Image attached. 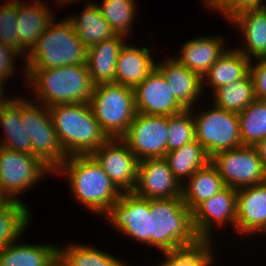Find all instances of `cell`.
Masks as SVG:
<instances>
[{"label":"cell","mask_w":266,"mask_h":266,"mask_svg":"<svg viewBox=\"0 0 266 266\" xmlns=\"http://www.w3.org/2000/svg\"><path fill=\"white\" fill-rule=\"evenodd\" d=\"M227 21L243 37L245 44L242 47L237 45V50L251 61L266 59V11L262 7L241 9Z\"/></svg>","instance_id":"18"},{"label":"cell","mask_w":266,"mask_h":266,"mask_svg":"<svg viewBox=\"0 0 266 266\" xmlns=\"http://www.w3.org/2000/svg\"><path fill=\"white\" fill-rule=\"evenodd\" d=\"M136 2V0H103L101 4L96 3V5L116 35L130 38L134 19L137 18Z\"/></svg>","instance_id":"34"},{"label":"cell","mask_w":266,"mask_h":266,"mask_svg":"<svg viewBox=\"0 0 266 266\" xmlns=\"http://www.w3.org/2000/svg\"><path fill=\"white\" fill-rule=\"evenodd\" d=\"M240 235H266V182L237 190L236 226Z\"/></svg>","instance_id":"17"},{"label":"cell","mask_w":266,"mask_h":266,"mask_svg":"<svg viewBox=\"0 0 266 266\" xmlns=\"http://www.w3.org/2000/svg\"><path fill=\"white\" fill-rule=\"evenodd\" d=\"M211 108L190 109L195 124L196 141L210 157L242 146L238 113L226 111L211 103ZM206 110V111H205ZM197 111V113H196Z\"/></svg>","instance_id":"8"},{"label":"cell","mask_w":266,"mask_h":266,"mask_svg":"<svg viewBox=\"0 0 266 266\" xmlns=\"http://www.w3.org/2000/svg\"><path fill=\"white\" fill-rule=\"evenodd\" d=\"M78 1H83V0H56L57 4H59V7L62 6V5L68 6L69 4L71 5V4H74V3L78 2Z\"/></svg>","instance_id":"44"},{"label":"cell","mask_w":266,"mask_h":266,"mask_svg":"<svg viewBox=\"0 0 266 266\" xmlns=\"http://www.w3.org/2000/svg\"><path fill=\"white\" fill-rule=\"evenodd\" d=\"M250 62L251 60L235 47L228 48L202 77L203 94L205 89L210 88L212 95L219 87L242 79L250 71Z\"/></svg>","instance_id":"24"},{"label":"cell","mask_w":266,"mask_h":266,"mask_svg":"<svg viewBox=\"0 0 266 266\" xmlns=\"http://www.w3.org/2000/svg\"><path fill=\"white\" fill-rule=\"evenodd\" d=\"M250 73L254 81L256 99L266 101V59L252 60Z\"/></svg>","instance_id":"39"},{"label":"cell","mask_w":266,"mask_h":266,"mask_svg":"<svg viewBox=\"0 0 266 266\" xmlns=\"http://www.w3.org/2000/svg\"><path fill=\"white\" fill-rule=\"evenodd\" d=\"M87 49L66 17L54 19L22 60L25 83V69L86 64Z\"/></svg>","instance_id":"4"},{"label":"cell","mask_w":266,"mask_h":266,"mask_svg":"<svg viewBox=\"0 0 266 266\" xmlns=\"http://www.w3.org/2000/svg\"><path fill=\"white\" fill-rule=\"evenodd\" d=\"M263 1V2H262ZM265 0H209L204 7L222 14L228 19L237 11L244 8L262 7Z\"/></svg>","instance_id":"38"},{"label":"cell","mask_w":266,"mask_h":266,"mask_svg":"<svg viewBox=\"0 0 266 266\" xmlns=\"http://www.w3.org/2000/svg\"><path fill=\"white\" fill-rule=\"evenodd\" d=\"M211 162L218 169L223 183L238 190L266 182V171L254 146L242 145L216 153Z\"/></svg>","instance_id":"10"},{"label":"cell","mask_w":266,"mask_h":266,"mask_svg":"<svg viewBox=\"0 0 266 266\" xmlns=\"http://www.w3.org/2000/svg\"><path fill=\"white\" fill-rule=\"evenodd\" d=\"M5 82H8L6 79L1 78L0 77V106H3L5 104H8L9 102H11L14 97L12 98V96L7 97L5 94V88L4 86H6Z\"/></svg>","instance_id":"42"},{"label":"cell","mask_w":266,"mask_h":266,"mask_svg":"<svg viewBox=\"0 0 266 266\" xmlns=\"http://www.w3.org/2000/svg\"><path fill=\"white\" fill-rule=\"evenodd\" d=\"M13 200L0 187V210L5 209Z\"/></svg>","instance_id":"43"},{"label":"cell","mask_w":266,"mask_h":266,"mask_svg":"<svg viewBox=\"0 0 266 266\" xmlns=\"http://www.w3.org/2000/svg\"><path fill=\"white\" fill-rule=\"evenodd\" d=\"M54 174L65 175L74 200L97 216H104L122 194L91 154L67 156Z\"/></svg>","instance_id":"1"},{"label":"cell","mask_w":266,"mask_h":266,"mask_svg":"<svg viewBox=\"0 0 266 266\" xmlns=\"http://www.w3.org/2000/svg\"><path fill=\"white\" fill-rule=\"evenodd\" d=\"M25 76L29 92L35 93L32 99L46 107L89 103L95 86L87 64L25 69Z\"/></svg>","instance_id":"2"},{"label":"cell","mask_w":266,"mask_h":266,"mask_svg":"<svg viewBox=\"0 0 266 266\" xmlns=\"http://www.w3.org/2000/svg\"><path fill=\"white\" fill-rule=\"evenodd\" d=\"M89 104L109 139L121 138L136 115L134 89L121 84L95 85Z\"/></svg>","instance_id":"6"},{"label":"cell","mask_w":266,"mask_h":266,"mask_svg":"<svg viewBox=\"0 0 266 266\" xmlns=\"http://www.w3.org/2000/svg\"><path fill=\"white\" fill-rule=\"evenodd\" d=\"M136 113L172 116L186 109L176 100L169 83L155 68L134 88Z\"/></svg>","instance_id":"16"},{"label":"cell","mask_w":266,"mask_h":266,"mask_svg":"<svg viewBox=\"0 0 266 266\" xmlns=\"http://www.w3.org/2000/svg\"><path fill=\"white\" fill-rule=\"evenodd\" d=\"M20 95V119L32 142V154L53 172L67 159L48 107Z\"/></svg>","instance_id":"7"},{"label":"cell","mask_w":266,"mask_h":266,"mask_svg":"<svg viewBox=\"0 0 266 266\" xmlns=\"http://www.w3.org/2000/svg\"><path fill=\"white\" fill-rule=\"evenodd\" d=\"M225 187L218 169L210 161L182 184V200L193 211L204 200Z\"/></svg>","instance_id":"27"},{"label":"cell","mask_w":266,"mask_h":266,"mask_svg":"<svg viewBox=\"0 0 266 266\" xmlns=\"http://www.w3.org/2000/svg\"><path fill=\"white\" fill-rule=\"evenodd\" d=\"M254 148L256 149L258 157L261 159L263 167L266 171V139L261 140L254 146Z\"/></svg>","instance_id":"41"},{"label":"cell","mask_w":266,"mask_h":266,"mask_svg":"<svg viewBox=\"0 0 266 266\" xmlns=\"http://www.w3.org/2000/svg\"><path fill=\"white\" fill-rule=\"evenodd\" d=\"M122 193L133 192L139 160L121 139H108L91 154Z\"/></svg>","instance_id":"14"},{"label":"cell","mask_w":266,"mask_h":266,"mask_svg":"<svg viewBox=\"0 0 266 266\" xmlns=\"http://www.w3.org/2000/svg\"><path fill=\"white\" fill-rule=\"evenodd\" d=\"M168 116L136 113L121 139L139 161L164 158L167 153Z\"/></svg>","instance_id":"11"},{"label":"cell","mask_w":266,"mask_h":266,"mask_svg":"<svg viewBox=\"0 0 266 266\" xmlns=\"http://www.w3.org/2000/svg\"><path fill=\"white\" fill-rule=\"evenodd\" d=\"M156 68L169 83L176 100L186 110L195 109L196 105L201 109L198 101L203 96L202 78L197 73L190 71L173 56L160 63L156 61Z\"/></svg>","instance_id":"19"},{"label":"cell","mask_w":266,"mask_h":266,"mask_svg":"<svg viewBox=\"0 0 266 266\" xmlns=\"http://www.w3.org/2000/svg\"><path fill=\"white\" fill-rule=\"evenodd\" d=\"M212 104L226 111L240 113L255 99L254 81L250 71L229 85L219 87L212 96Z\"/></svg>","instance_id":"30"},{"label":"cell","mask_w":266,"mask_h":266,"mask_svg":"<svg viewBox=\"0 0 266 266\" xmlns=\"http://www.w3.org/2000/svg\"><path fill=\"white\" fill-rule=\"evenodd\" d=\"M59 257L68 266H129L124 259L83 243L59 246ZM121 259V260H120Z\"/></svg>","instance_id":"31"},{"label":"cell","mask_w":266,"mask_h":266,"mask_svg":"<svg viewBox=\"0 0 266 266\" xmlns=\"http://www.w3.org/2000/svg\"><path fill=\"white\" fill-rule=\"evenodd\" d=\"M238 119L242 145L255 146L266 139V101L255 99Z\"/></svg>","instance_id":"35"},{"label":"cell","mask_w":266,"mask_h":266,"mask_svg":"<svg viewBox=\"0 0 266 266\" xmlns=\"http://www.w3.org/2000/svg\"><path fill=\"white\" fill-rule=\"evenodd\" d=\"M0 130L4 132L0 138V146L6 149L32 154V142L20 119V95L0 106ZM3 139V140H2Z\"/></svg>","instance_id":"28"},{"label":"cell","mask_w":266,"mask_h":266,"mask_svg":"<svg viewBox=\"0 0 266 266\" xmlns=\"http://www.w3.org/2000/svg\"><path fill=\"white\" fill-rule=\"evenodd\" d=\"M48 109L67 156L92 154L109 139L89 103L58 104Z\"/></svg>","instance_id":"3"},{"label":"cell","mask_w":266,"mask_h":266,"mask_svg":"<svg viewBox=\"0 0 266 266\" xmlns=\"http://www.w3.org/2000/svg\"><path fill=\"white\" fill-rule=\"evenodd\" d=\"M85 6L80 14L78 12V15L75 13L66 17L84 45L89 48L92 45L113 38L116 34L101 15L96 3L93 0H89Z\"/></svg>","instance_id":"26"},{"label":"cell","mask_w":266,"mask_h":266,"mask_svg":"<svg viewBox=\"0 0 266 266\" xmlns=\"http://www.w3.org/2000/svg\"><path fill=\"white\" fill-rule=\"evenodd\" d=\"M51 266H68L59 256L53 261Z\"/></svg>","instance_id":"45"},{"label":"cell","mask_w":266,"mask_h":266,"mask_svg":"<svg viewBox=\"0 0 266 266\" xmlns=\"http://www.w3.org/2000/svg\"><path fill=\"white\" fill-rule=\"evenodd\" d=\"M48 6L49 4L47 5L42 0H29L28 2L17 0L16 29L20 46L27 53L56 17L51 13V7L49 9Z\"/></svg>","instance_id":"21"},{"label":"cell","mask_w":266,"mask_h":266,"mask_svg":"<svg viewBox=\"0 0 266 266\" xmlns=\"http://www.w3.org/2000/svg\"><path fill=\"white\" fill-rule=\"evenodd\" d=\"M164 159L181 184L211 161V157L196 140L167 152Z\"/></svg>","instance_id":"29"},{"label":"cell","mask_w":266,"mask_h":266,"mask_svg":"<svg viewBox=\"0 0 266 266\" xmlns=\"http://www.w3.org/2000/svg\"><path fill=\"white\" fill-rule=\"evenodd\" d=\"M221 36H197L188 40L180 47L179 55L174 56L190 71L197 73L201 78L210 69L217 59L228 49V43Z\"/></svg>","instance_id":"20"},{"label":"cell","mask_w":266,"mask_h":266,"mask_svg":"<svg viewBox=\"0 0 266 266\" xmlns=\"http://www.w3.org/2000/svg\"><path fill=\"white\" fill-rule=\"evenodd\" d=\"M209 0H203V3L206 4Z\"/></svg>","instance_id":"47"},{"label":"cell","mask_w":266,"mask_h":266,"mask_svg":"<svg viewBox=\"0 0 266 266\" xmlns=\"http://www.w3.org/2000/svg\"><path fill=\"white\" fill-rule=\"evenodd\" d=\"M168 130L167 152L196 140L192 111L168 116Z\"/></svg>","instance_id":"36"},{"label":"cell","mask_w":266,"mask_h":266,"mask_svg":"<svg viewBox=\"0 0 266 266\" xmlns=\"http://www.w3.org/2000/svg\"><path fill=\"white\" fill-rule=\"evenodd\" d=\"M50 174L54 176V172L33 154L0 146V187L13 201L25 203L21 200L22 193Z\"/></svg>","instance_id":"9"},{"label":"cell","mask_w":266,"mask_h":266,"mask_svg":"<svg viewBox=\"0 0 266 266\" xmlns=\"http://www.w3.org/2000/svg\"><path fill=\"white\" fill-rule=\"evenodd\" d=\"M133 193L145 199L182 198V184L164 158H147L139 161Z\"/></svg>","instance_id":"15"},{"label":"cell","mask_w":266,"mask_h":266,"mask_svg":"<svg viewBox=\"0 0 266 266\" xmlns=\"http://www.w3.org/2000/svg\"><path fill=\"white\" fill-rule=\"evenodd\" d=\"M237 190L225 186L192 211V224L201 240H213V231L230 224L236 226ZM213 235V236H212Z\"/></svg>","instance_id":"13"},{"label":"cell","mask_w":266,"mask_h":266,"mask_svg":"<svg viewBox=\"0 0 266 266\" xmlns=\"http://www.w3.org/2000/svg\"><path fill=\"white\" fill-rule=\"evenodd\" d=\"M152 55L146 46L126 42L118 55L115 83L134 89L156 68Z\"/></svg>","instance_id":"22"},{"label":"cell","mask_w":266,"mask_h":266,"mask_svg":"<svg viewBox=\"0 0 266 266\" xmlns=\"http://www.w3.org/2000/svg\"><path fill=\"white\" fill-rule=\"evenodd\" d=\"M200 238L182 198L150 199V246L160 252L195 245Z\"/></svg>","instance_id":"5"},{"label":"cell","mask_w":266,"mask_h":266,"mask_svg":"<svg viewBox=\"0 0 266 266\" xmlns=\"http://www.w3.org/2000/svg\"><path fill=\"white\" fill-rule=\"evenodd\" d=\"M214 246L213 240L200 239L189 247L160 252L163 253V260L156 266H213L217 261L214 256L216 252Z\"/></svg>","instance_id":"33"},{"label":"cell","mask_w":266,"mask_h":266,"mask_svg":"<svg viewBox=\"0 0 266 266\" xmlns=\"http://www.w3.org/2000/svg\"><path fill=\"white\" fill-rule=\"evenodd\" d=\"M262 8L266 11V0L264 1Z\"/></svg>","instance_id":"46"},{"label":"cell","mask_w":266,"mask_h":266,"mask_svg":"<svg viewBox=\"0 0 266 266\" xmlns=\"http://www.w3.org/2000/svg\"><path fill=\"white\" fill-rule=\"evenodd\" d=\"M16 23L17 0H7L0 5V43L18 52L24 60L27 52L20 46Z\"/></svg>","instance_id":"37"},{"label":"cell","mask_w":266,"mask_h":266,"mask_svg":"<svg viewBox=\"0 0 266 266\" xmlns=\"http://www.w3.org/2000/svg\"><path fill=\"white\" fill-rule=\"evenodd\" d=\"M102 218L125 238L150 246V199L122 193Z\"/></svg>","instance_id":"12"},{"label":"cell","mask_w":266,"mask_h":266,"mask_svg":"<svg viewBox=\"0 0 266 266\" xmlns=\"http://www.w3.org/2000/svg\"><path fill=\"white\" fill-rule=\"evenodd\" d=\"M18 239L0 250V266H51L59 256V245L21 243Z\"/></svg>","instance_id":"25"},{"label":"cell","mask_w":266,"mask_h":266,"mask_svg":"<svg viewBox=\"0 0 266 266\" xmlns=\"http://www.w3.org/2000/svg\"><path fill=\"white\" fill-rule=\"evenodd\" d=\"M29 209L25 203L12 201L0 210V250L23 237L32 222Z\"/></svg>","instance_id":"32"},{"label":"cell","mask_w":266,"mask_h":266,"mask_svg":"<svg viewBox=\"0 0 266 266\" xmlns=\"http://www.w3.org/2000/svg\"><path fill=\"white\" fill-rule=\"evenodd\" d=\"M126 39L115 35L87 49L86 64L94 85L116 82V63Z\"/></svg>","instance_id":"23"},{"label":"cell","mask_w":266,"mask_h":266,"mask_svg":"<svg viewBox=\"0 0 266 266\" xmlns=\"http://www.w3.org/2000/svg\"><path fill=\"white\" fill-rule=\"evenodd\" d=\"M16 57L22 58V56L13 50L12 48L5 46L0 43V77L8 80L11 79V76H16L17 74L15 72L17 66L16 64Z\"/></svg>","instance_id":"40"}]
</instances>
